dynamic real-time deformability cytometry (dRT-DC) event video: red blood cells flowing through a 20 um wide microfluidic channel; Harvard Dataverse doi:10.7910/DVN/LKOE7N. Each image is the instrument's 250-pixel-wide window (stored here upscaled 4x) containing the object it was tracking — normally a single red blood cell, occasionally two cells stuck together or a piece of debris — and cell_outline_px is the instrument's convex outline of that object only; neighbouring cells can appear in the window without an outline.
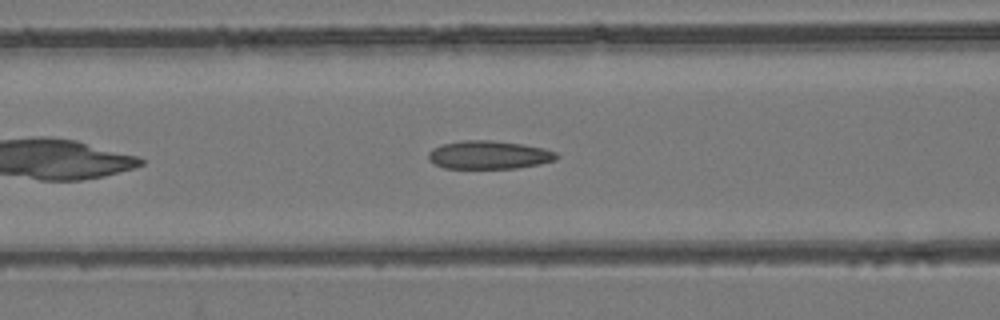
{"species": "common noctule bat (a hibernating species)", "species_latin": "Nyctalus noctula", "temperature_condition": "room temperature", "stored_images_in_passage": 39, "camera_frame_rate_fps": 3000, "um_per_image_px": 0.085, "animal": {"sex": "female", "body_mass_g": 24.6, "forearm_length_mm": 56.2}, "frame": {"image": 1, "passage_image": 8, "time_ms": 2.333, "image_size_px": [1000, 320], "cell_outline_px": [[560, 156], [556, 160], [540, 164], [516, 168], [444, 168], [432, 164], [428, 160], [428, 152], [432, 148], [440, 144], [464, 140], [492, 140], [524, 144], [544, 148], [556, 152]], "centroid_in_image_um": [41.54, 13.16], "position_along_channel_um": 125.1, "area_um2": 21.44}}
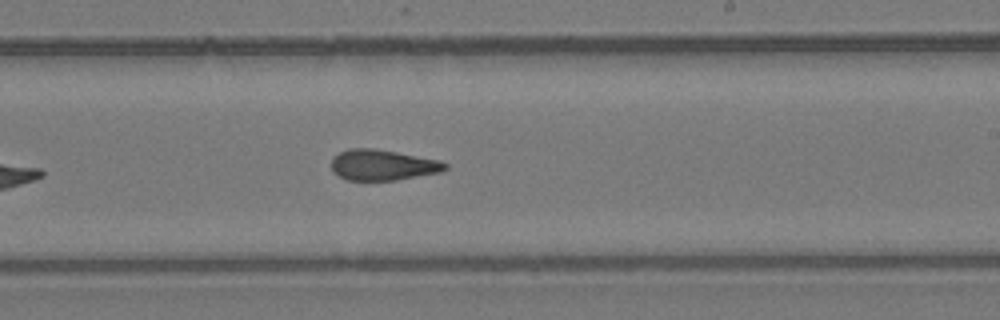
{"frame": {"image": 2, "passage_image": 18, "time_ms": 5.667, "image_size_px": [1000, 320], "cell_outline_px": [[448, 168], [440, 172], [396, 180], [348, 180], [332, 172], [332, 156], [348, 148], [372, 148], [396, 152], [440, 160], [448, 164]], "centroid_in_image_um": [32.52, 14.02], "position_along_channel_um": 256.5, "area_um2": 20.35}}
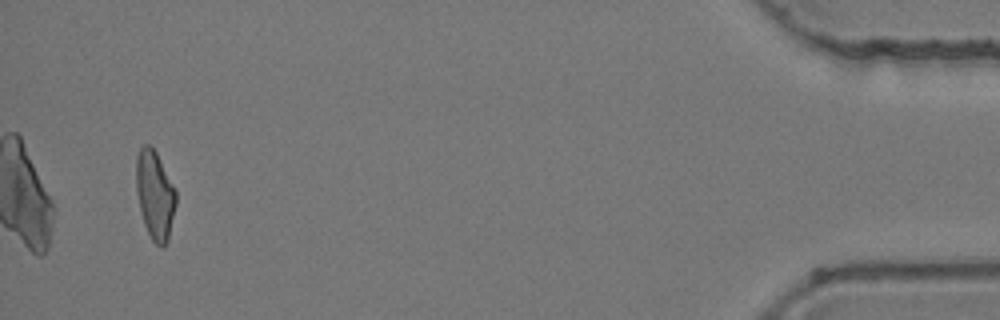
{"frame": {"image": 3, "passage_image": 37, "time_ms": 12.0, "image_size_px": [1000, 320], "cell_outline_px": [[176, 204], [168, 240], [164, 248], [160, 248], [152, 240], [144, 224], [140, 212], [136, 192], [136, 156], [140, 148], [144, 144], [152, 144], [176, 192]], "centroid_in_image_um": [13.15, 16.58], "position_along_channel_um": 422.1, "area_um2": 20.63}, "authors_computed_cell_mechanics": {"area_um2": 20.808, "velocity_mm_per_s": 3.9535, "shape_relaxation_time_tau1_ms": null, "shape_relaxation_time_tau2_ms": 2.6121, "deformation_change_tau1": null, "deformation_change_tau2": 0.0978}}